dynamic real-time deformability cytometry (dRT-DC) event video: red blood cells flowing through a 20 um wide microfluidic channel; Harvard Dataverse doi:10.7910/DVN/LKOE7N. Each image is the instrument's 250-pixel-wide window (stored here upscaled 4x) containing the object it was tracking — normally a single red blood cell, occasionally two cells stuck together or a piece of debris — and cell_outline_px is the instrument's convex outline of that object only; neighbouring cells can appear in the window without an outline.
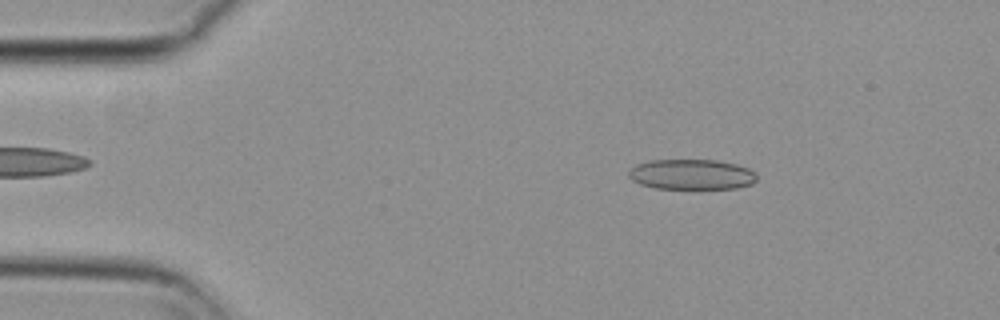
{"species": "common noctule bat (a hibernating species)", "species_latin": "Nyctalus noctula", "temperature_condition": "cold", "stored_images_in_passage": 50, "camera_frame_rate_fps": 3000, "um_per_image_px": 0.085, "animal": {"sex": "female", "body_mass_g": 29.2, "forearm_length_mm": 56.3}, "frame": {"image": 1, "passage_image": 8, "time_ms": 2.333, "image_size_px": [1000, 320], "cell_outline_px": [[756, 180], [752, 184], [736, 188], [656, 188], [640, 184], [632, 180], [628, 176], [628, 168], [636, 164], [652, 160], [716, 160], [736, 164], [748, 168], [756, 172]], "centroid_in_image_um": [58.77, 14.82], "position_along_channel_um": 26.2, "area_um2": 22.66}}
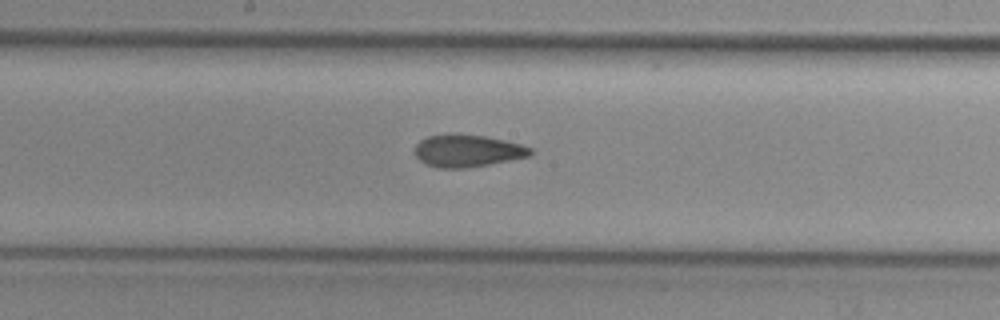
{"frame": {"image": 2, "passage_image": 28, "time_ms": 9.0, "image_size_px": [1000, 320], "cell_outline_px": [[532, 156], [488, 164], [464, 168], [436, 168], [424, 164], [416, 156], [416, 144], [420, 140], [428, 136], [484, 136], [504, 140], [520, 144], [532, 148]], "centroid_in_image_um": [39.75, 12.86], "position_along_channel_um": 208.4, "area_um2": 21.15}}
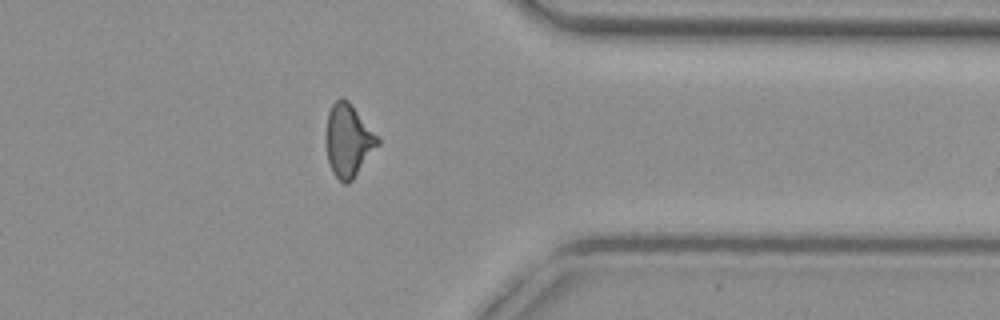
{"frame": {"image": 3, "passage_image": 43, "time_ms": 14.0, "image_size_px": [1000, 320], "cell_outline_px": [[380, 144], [352, 180], [348, 184], [344, 184], [332, 172], [328, 160], [328, 112], [332, 104], [340, 96], [348, 100], [380, 136]], "centroid_in_image_um": [29.67, 11.92], "position_along_channel_um": 381.7, "area_um2": 21.73}, "authors_computed_cell_mechanics": {"area_um2": 21.9351, "velocity_mm_per_s": 3.6902, "shape_relaxation_time_tau1_ms": null, "shape_relaxation_time_tau2_ms": 2.3431, "deformation_change_tau1": null, "deformation_change_tau2": 0.099}}